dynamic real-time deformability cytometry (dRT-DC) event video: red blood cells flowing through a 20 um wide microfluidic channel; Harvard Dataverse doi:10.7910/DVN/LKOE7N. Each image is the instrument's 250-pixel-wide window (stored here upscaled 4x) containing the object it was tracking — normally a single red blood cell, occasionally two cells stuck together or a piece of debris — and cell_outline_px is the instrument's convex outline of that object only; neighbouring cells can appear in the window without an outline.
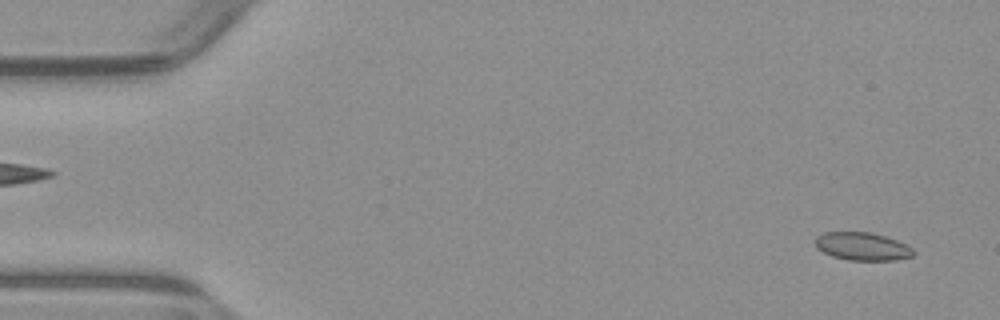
{"species": "common noctule bat (a hibernating species)", "species_latin": "Nyctalus noctula", "temperature_condition": "warm", "stored_images_in_passage": 53, "camera_frame_rate_fps": 3000, "um_per_image_px": 0.085, "animal": {"sex": "male", "body_mass_g": 23.1, "forearm_length_mm": 52.7}, "frame": {"image": 1, "passage_image": 3, "time_ms": 0.667, "image_size_px": [1000, 320], "cell_outline_px": [[916, 252], [912, 256], [896, 260], [848, 260], [832, 256], [816, 248], [816, 236], [824, 232], [872, 232], [896, 240], [912, 248]], "centroid_in_image_um": [73.29, 20.94], "position_along_channel_um": 11.7, "area_um2": 15.95}}
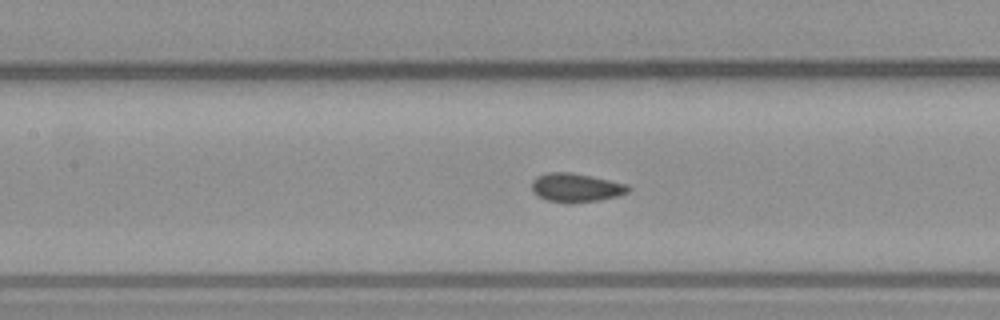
{"frame": {"image": 2, "passage_image": 24, "time_ms": 7.667, "image_size_px": [1000, 320], "cell_outline_px": [[632, 188], [628, 192], [620, 196], [596, 200], [564, 204], [548, 200], [532, 192], [532, 180], [536, 176], [548, 172], [572, 172], [592, 176], [628, 184]], "centroid_in_image_um": [48.97, 15.94], "position_along_channel_um": 158.4, "area_um2": 16.36}}
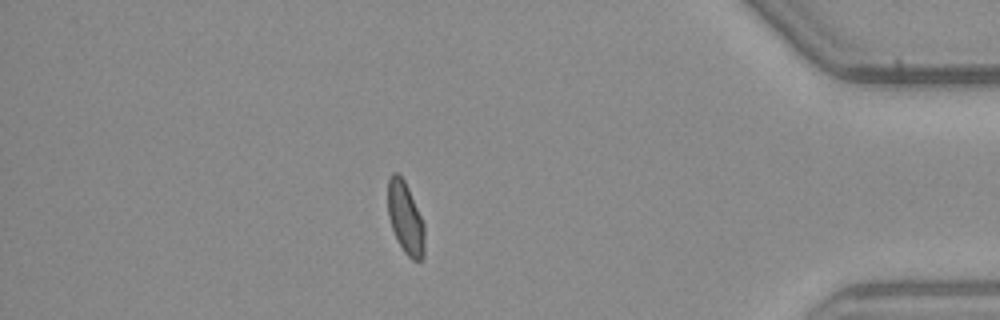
{"frame": {"image": 3, "passage_image": 46, "time_ms": 15.0, "image_size_px": [1000, 320], "cell_outline_px": [[424, 256], [420, 260], [412, 260], [404, 252], [392, 228], [388, 216], [388, 176], [392, 172], [396, 172], [404, 180], [408, 188], [424, 224]], "centroid_in_image_um": [34.45, 18.52], "position_along_channel_um": 400.7, "area_um2": 15.2}}